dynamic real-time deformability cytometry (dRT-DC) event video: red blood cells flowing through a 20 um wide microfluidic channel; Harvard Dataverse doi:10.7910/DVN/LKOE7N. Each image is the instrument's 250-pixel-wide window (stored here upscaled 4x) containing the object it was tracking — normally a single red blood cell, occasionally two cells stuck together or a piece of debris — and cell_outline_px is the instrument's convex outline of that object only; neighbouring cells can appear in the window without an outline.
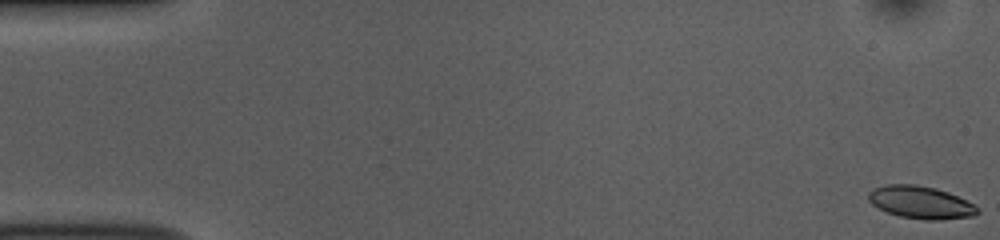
{"species": "common noctule bat (a hibernating species)", "species_latin": "Nyctalus noctula", "temperature_condition": "room temperature", "stored_images_in_passage": 53, "camera_frame_rate_fps": 3000, "um_per_image_px": 0.085, "animal": {"sex": "female", "body_mass_g": 10.0, "forearm_length_mm": 53.1}, "frame": {"image": 1, "passage_image": 1, "time_ms": 0.0, "image_size_px": [1000, 240], "cell_outline_px": [[980, 212], [972, 216], [936, 220], [924, 220], [900, 216], [888, 212], [872, 204], [868, 200], [868, 192], [872, 188], [888, 184], [916, 184], [936, 188], [948, 192], [976, 204], [980, 208]], "centroid_in_image_um": [78.28, 17.19], "position_along_channel_um": 6.7, "area_um2": 20.81}}
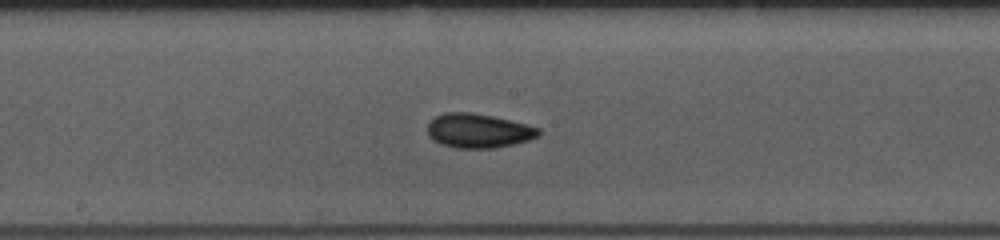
{"frame": {"image": 2, "passage_image": 28, "time_ms": 9.0, "image_size_px": [1000, 240], "cell_outline_px": [[540, 136], [528, 140], [512, 144], [492, 148], [456, 148], [440, 144], [428, 136], [428, 124], [436, 116], [448, 112], [468, 112], [492, 116], [540, 128]], "centroid_in_image_um": [40.65, 11.12], "position_along_channel_um": 207.6, "area_um2": 21.91}}
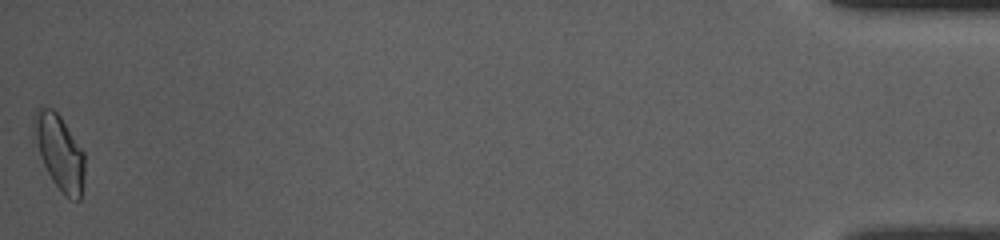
{"frame": {"image": 3, "passage_image": 53, "time_ms": 17.333, "image_size_px": [1000, 240], "cell_outline_px": [[84, 184], [80, 200], [72, 200], [64, 196], [52, 180], [44, 164], [40, 152], [32, 124], [36, 108], [40, 104], [52, 108], [60, 116], [84, 152]], "centroid_in_image_um": [5.08, 12.93], "position_along_channel_um": 430.1, "area_um2": 22.02}, "authors_computed_cell_mechanics": {"area_um2": 20.5768, "velocity_mm_per_s": 3.809, "shape_relaxation_time_tau1_ms": 3.8574, "shape_relaxation_time_tau2_ms": 2.9412, "deformation_change_tau1": 0.111, "deformation_change_tau2": 0.0771}}